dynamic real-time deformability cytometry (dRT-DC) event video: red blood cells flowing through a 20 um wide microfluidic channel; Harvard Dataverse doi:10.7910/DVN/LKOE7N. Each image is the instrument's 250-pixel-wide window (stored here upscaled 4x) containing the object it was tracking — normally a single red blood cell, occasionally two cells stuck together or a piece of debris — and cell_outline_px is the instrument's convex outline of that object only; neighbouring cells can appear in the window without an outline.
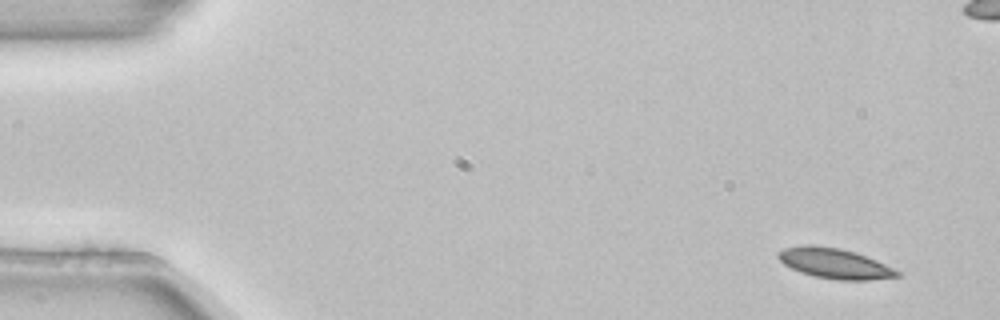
{"species": "common noctule bat (a hibernating species)", "species_latin": "Nyctalus noctula", "temperature_condition": "room temperature", "stored_images_in_passage": 5, "camera_frame_rate_fps": 3000, "um_per_image_px": 0.085, "animal": {"sex": "female", "body_mass_g": 22.7, "forearm_length_mm": 54.2}, "frame": {"image": 1, "passage_image": 1, "time_ms": 0.0, "image_size_px": [1000, 320], "cell_outline_px": [[900, 276], [868, 280], [836, 280], [816, 276], [800, 272], [784, 264], [776, 256], [776, 252], [784, 248], [808, 244], [812, 244], [840, 248], [856, 252], [876, 260], [900, 272]], "centroid_in_image_um": [70.91, 22.37], "position_along_channel_um": 14.1, "area_um2": 20.92}}